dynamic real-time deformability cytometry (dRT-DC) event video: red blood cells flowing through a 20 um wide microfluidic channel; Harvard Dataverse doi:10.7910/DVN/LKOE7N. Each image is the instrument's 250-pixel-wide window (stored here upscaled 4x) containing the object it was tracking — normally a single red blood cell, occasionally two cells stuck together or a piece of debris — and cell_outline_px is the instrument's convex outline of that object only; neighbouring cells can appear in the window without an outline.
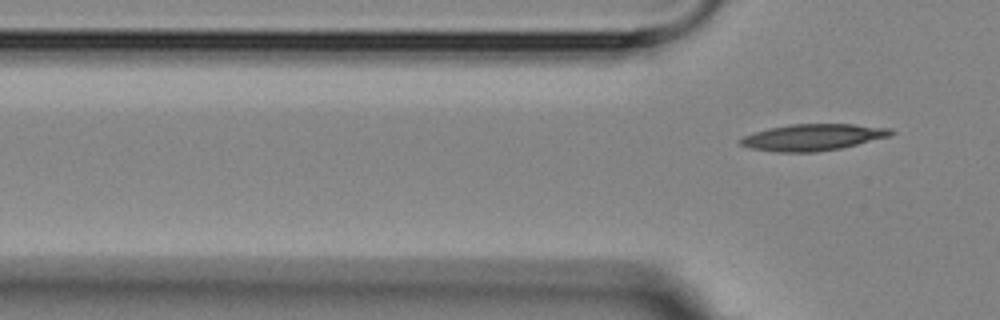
{"species": "Egyptian fruit bat (a non-hibernating species)", "species_latin": "Rousettus aegyptiacus", "temperature_condition": "room temperature", "stored_images_in_passage": 3, "camera_frame_rate_fps": 3000, "um_per_image_px": 0.085, "animal": {"sex": "female"}, "frame": {"image": 1, "passage_image": 3, "time_ms": 3.667, "image_size_px": [1000, 320], "cell_outline_px": [[896, 132], [888, 136], [840, 148], [816, 152], [776, 152], [748, 148], [740, 144], [736, 140], [744, 136], [768, 128], [788, 124], [852, 124], [892, 128]], "centroid_in_image_um": [69.04, 11.66], "position_along_channel_um": 56.8, "area_um2": 23.24}}